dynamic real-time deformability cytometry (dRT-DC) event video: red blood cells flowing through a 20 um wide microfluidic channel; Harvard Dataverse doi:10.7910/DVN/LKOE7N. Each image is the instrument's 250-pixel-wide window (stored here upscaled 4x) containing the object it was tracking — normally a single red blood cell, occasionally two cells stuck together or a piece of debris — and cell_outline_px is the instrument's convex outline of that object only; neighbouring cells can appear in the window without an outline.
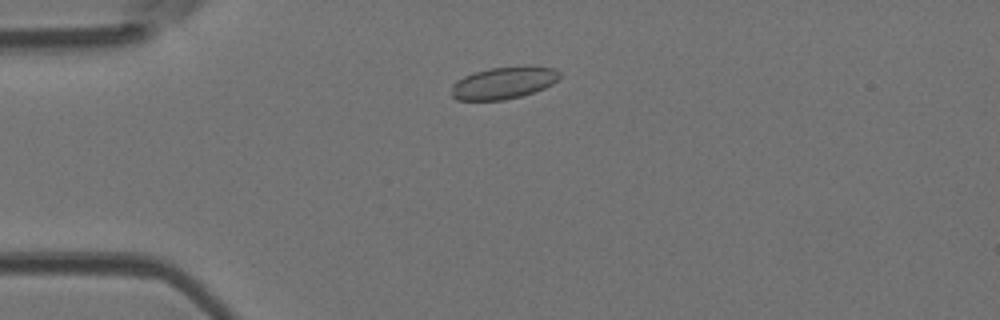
{"species": "Egyptian fruit bat (a non-hibernating species)", "species_latin": "Rousettus aegyptiacus", "temperature_condition": "room temperature", "stored_images_in_passage": 6, "camera_frame_rate_fps": 3000, "um_per_image_px": 0.085, "animal": {"sex": "female"}, "frame": {"image": 1, "passage_image": 3, "time_ms": 0.667, "image_size_px": [1000, 320], "cell_outline_px": [[560, 76], [552, 84], [544, 88], [520, 96], [504, 100], [456, 100], [452, 96], [452, 84], [456, 80], [464, 76], [476, 72], [492, 68], [528, 64], [552, 68], [560, 72]], "centroid_in_image_um": [42.81, 7.02], "position_along_channel_um": 42.2, "area_um2": 20.35}}
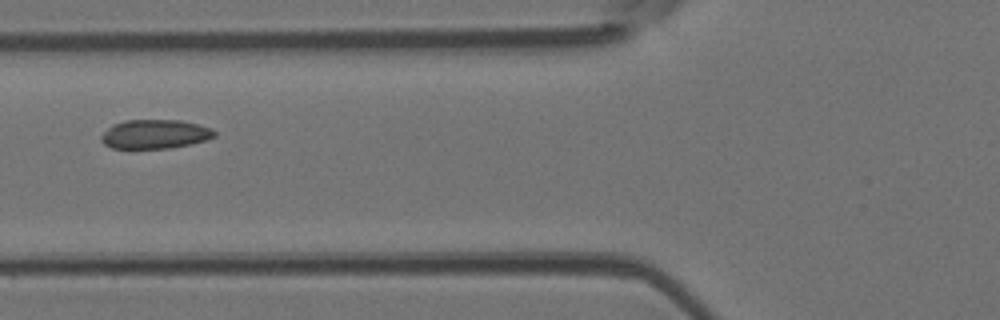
{"frame": {"image": 2, "passage_image": 5, "time_ms": 1.333, "image_size_px": [1000, 320], "cell_outline_px": [[216, 136], [204, 140], [188, 144], [168, 148], [112, 148], [104, 144], [100, 140], [100, 136], [112, 124], [124, 120], [180, 120], [212, 128], [216, 132]], "centroid_in_image_um": [13.13, 11.39], "position_along_channel_um": 112.7, "area_um2": 19.07}}
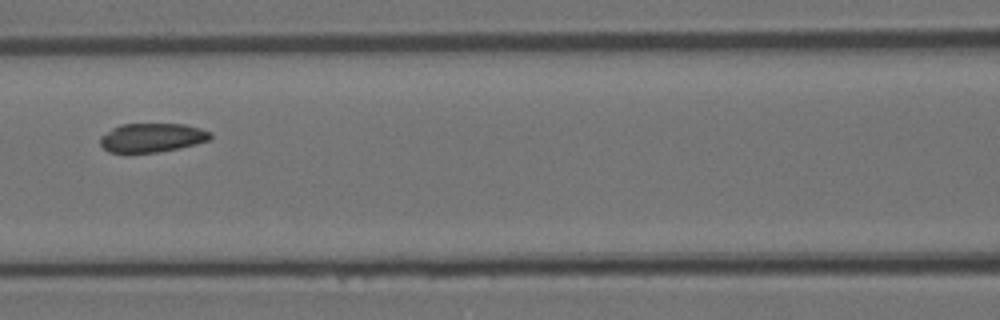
{"frame": {"image": 3, "passage_image": 6, "time_ms": 1.667, "image_size_px": [1000, 320], "cell_outline_px": [[212, 136], [208, 140], [196, 144], [180, 148], [156, 152], [108, 152], [100, 144], [100, 136], [112, 128], [120, 124], [184, 124], [200, 128], [212, 132]], "centroid_in_image_um": [12.92, 11.69], "position_along_channel_um": 153.7, "area_um2": 18.55}}